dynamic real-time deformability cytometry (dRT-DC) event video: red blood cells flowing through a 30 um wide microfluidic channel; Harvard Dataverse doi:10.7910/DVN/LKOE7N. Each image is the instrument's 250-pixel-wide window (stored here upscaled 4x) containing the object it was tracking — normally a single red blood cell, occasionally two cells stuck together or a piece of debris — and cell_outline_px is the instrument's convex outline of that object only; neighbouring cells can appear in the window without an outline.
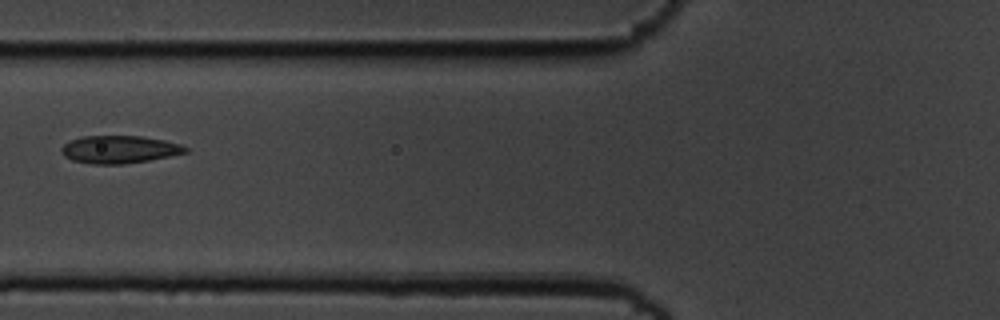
{"species": "common noctule bat (a hibernating species)", "species_latin": "Nyctalus noctula", "temperature_condition": "cold", "stored_images_in_passage": 7, "camera_frame_rate_fps": 3000, "um_per_image_px": 0.085, "animal": {"sex": "male", "body_mass_g": 19.5, "forearm_length_mm": 54.6}, "frame": {"image": 1, "passage_image": 7, "time_ms": 2.0, "image_size_px": [1000, 320], "cell_outline_px": [[188, 152], [148, 160], [124, 164], [92, 164], [72, 160], [64, 156], [60, 152], [60, 148], [68, 140], [80, 136], [140, 136], [164, 140], [180, 144], [188, 148]], "centroid_in_image_um": [10.09, 12.69], "position_along_channel_um": 115.7, "area_um2": 20.06}}